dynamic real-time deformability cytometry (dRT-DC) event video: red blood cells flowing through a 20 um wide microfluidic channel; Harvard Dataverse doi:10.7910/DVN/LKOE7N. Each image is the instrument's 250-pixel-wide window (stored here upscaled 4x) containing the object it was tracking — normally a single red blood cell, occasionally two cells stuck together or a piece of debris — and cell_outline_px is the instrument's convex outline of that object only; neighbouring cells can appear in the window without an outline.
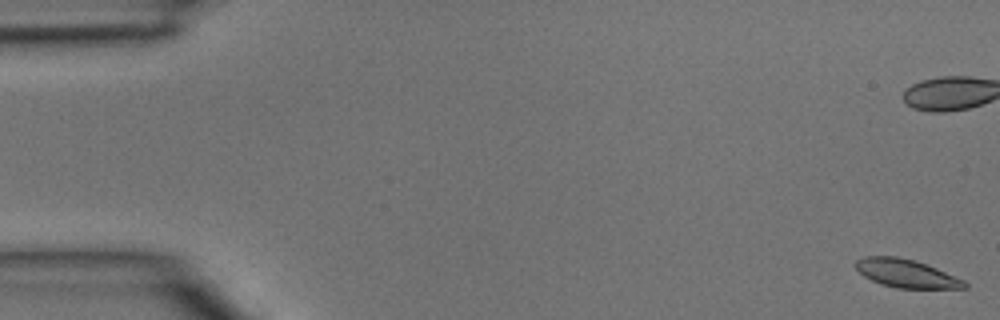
{"species": "common noctule bat (a hibernating species)", "species_latin": "Nyctalus noctula", "temperature_condition": "room temperature", "stored_images_in_passage": 6, "camera_frame_rate_fps": 3000, "um_per_image_px": 0.085, "animal": {"sex": "male", "body_mass_g": 15.6}, "frame": {"image": 1, "passage_image": 1, "time_ms": 0.0, "image_size_px": [1000, 320], "cell_outline_px": [[968, 288], [896, 288], [880, 284], [864, 276], [852, 264], [856, 260], [864, 256], [896, 256], [916, 260], [936, 268], [964, 280], [968, 284]], "centroid_in_image_um": [77.0, 23.23], "position_along_channel_um": 8.0, "area_um2": 17.98}}